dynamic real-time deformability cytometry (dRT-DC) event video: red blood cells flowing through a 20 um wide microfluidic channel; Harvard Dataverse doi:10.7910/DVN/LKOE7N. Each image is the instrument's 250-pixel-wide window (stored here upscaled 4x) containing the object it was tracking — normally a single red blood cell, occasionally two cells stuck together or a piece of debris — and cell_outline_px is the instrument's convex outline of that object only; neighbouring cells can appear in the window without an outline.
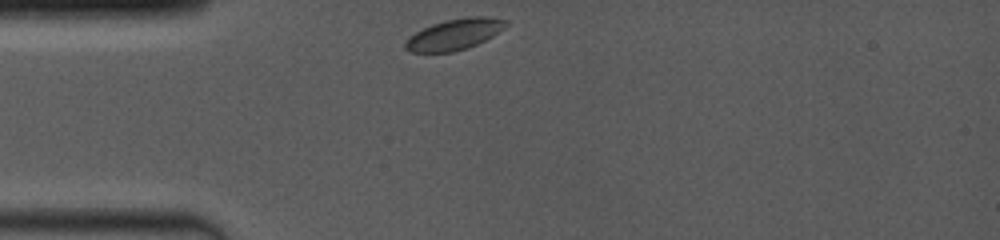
{"species": "common noctule bat (a hibernating species)", "species_latin": "Nyctalus noctula", "temperature_condition": "room temperature", "stored_images_in_passage": 27, "camera_frame_rate_fps": 4000, "um_per_image_px": 0.085, "animal": {"sex": "female", "body_mass_g": 19.0, "forearm_length_mm": 53.3}, "frame": {"image": 1, "passage_image": 1, "time_ms": 0.0, "image_size_px": [1000, 240], "cell_outline_px": [[508, 24], [504, 28], [492, 36], [468, 48], [452, 52], [408, 52], [404, 48], [404, 44], [416, 32], [432, 24], [444, 20], [468, 16], [488, 16], [508, 20]], "centroid_in_image_um": [38.65, 2.91], "position_along_channel_um": 46.3, "area_um2": 18.09}}
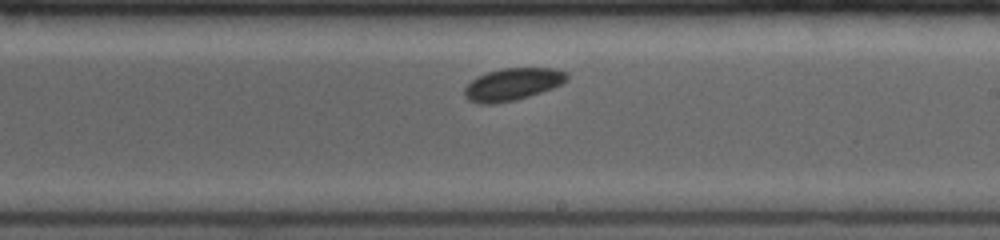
{"frame": {"image": 2, "passage_image": 16, "time_ms": 5.5, "image_size_px": [1000, 240], "cell_outline_px": [[568, 80], [552, 88], [516, 100], [496, 104], [480, 104], [468, 100], [464, 96], [464, 88], [476, 76], [488, 72], [504, 68], [556, 68], [564, 72], [568, 76]], "centroid_in_image_um": [43.53, 7.17], "position_along_channel_um": 245.5, "area_um2": 19.25}}
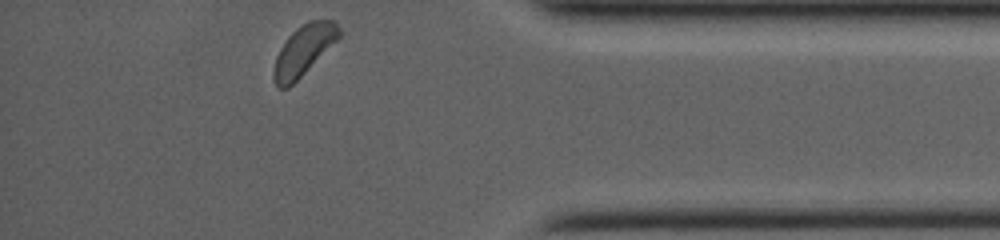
{"frame": {"image": 3, "passage_image": 27, "time_ms": 10.0, "image_size_px": [1000, 240], "cell_outline_px": [[344, 32], [288, 88], [276, 88], [272, 76], [272, 72], [276, 56], [280, 48], [288, 36], [296, 28], [308, 20], [336, 20]], "centroid_in_image_um": [25.8, 4.24], "position_along_channel_um": 409.4, "area_um2": 19.02}}